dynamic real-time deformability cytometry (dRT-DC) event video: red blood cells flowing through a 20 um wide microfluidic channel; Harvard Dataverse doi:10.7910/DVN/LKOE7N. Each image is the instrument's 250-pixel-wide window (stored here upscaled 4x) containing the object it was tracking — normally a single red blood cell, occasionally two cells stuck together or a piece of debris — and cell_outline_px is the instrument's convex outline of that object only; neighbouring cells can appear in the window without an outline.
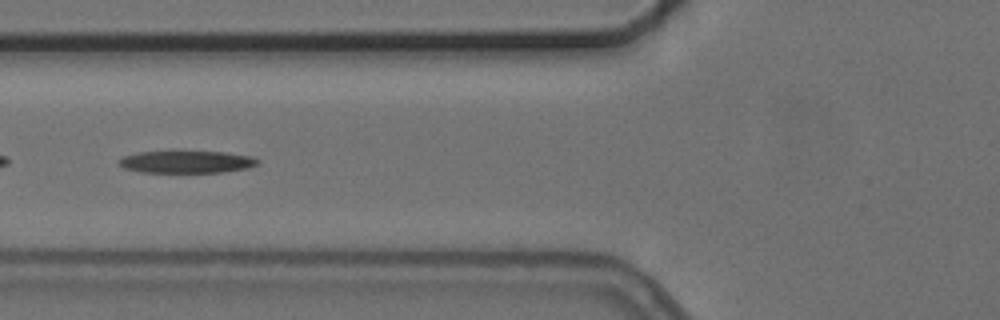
{"species": "common noctule bat (a hibernating species)", "species_latin": "Nyctalus noctula", "temperature_condition": "cold", "stored_images_in_passage": 10, "camera_frame_rate_fps": 3000, "um_per_image_px": 0.085, "animal": {"sex": "female", "body_mass_g": 24.6, "forearm_length_mm": 56.2}, "frame": {"image": 1, "passage_image": 7, "time_ms": 9.0, "image_size_px": [1000, 320], "cell_outline_px": [[260, 160], [256, 164], [248, 168], [224, 172], [140, 172], [124, 168], [120, 164], [120, 160], [124, 156], [140, 152], [224, 152], [252, 156]], "centroid_in_image_um": [15.9, 13.77], "position_along_channel_um": 109.9, "area_um2": 17.69}}